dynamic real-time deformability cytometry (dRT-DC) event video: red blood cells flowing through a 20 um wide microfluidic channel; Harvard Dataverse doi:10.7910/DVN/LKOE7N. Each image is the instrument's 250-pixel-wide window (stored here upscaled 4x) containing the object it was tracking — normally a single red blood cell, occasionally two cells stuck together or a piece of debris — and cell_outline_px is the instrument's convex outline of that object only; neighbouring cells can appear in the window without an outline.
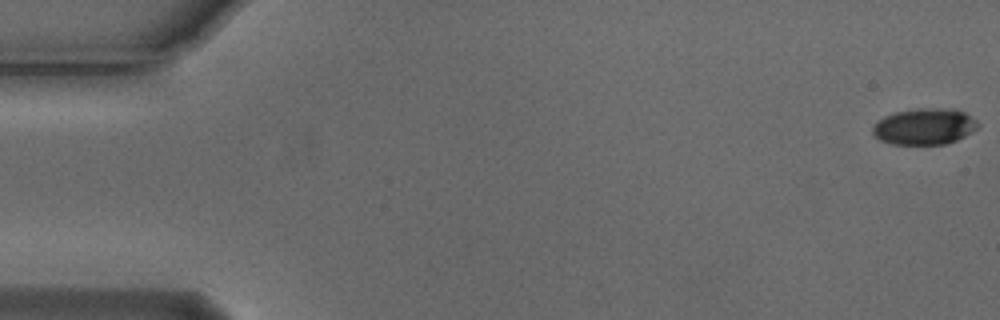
{"species": "Egyptian fruit bat (a non-hibernating species)", "species_latin": "Rousettus aegyptiacus", "temperature_condition": "cold", "stored_images_in_passage": 55, "camera_frame_rate_fps": 3000, "um_per_image_px": 0.085, "animal": {"sex": "male"}, "frame": {"image": 1, "passage_image": 1, "time_ms": 0.0, "image_size_px": [1000, 320], "cell_outline_px": [[980, 124], [976, 128], [964, 136], [956, 140], [944, 144], [892, 144], [880, 140], [872, 132], [872, 124], [884, 116], [896, 112], [916, 108], [956, 108], [964, 112], [976, 120]], "centroid_in_image_um": [78.56, 10.73], "position_along_channel_um": 6.4, "area_um2": 22.31}}
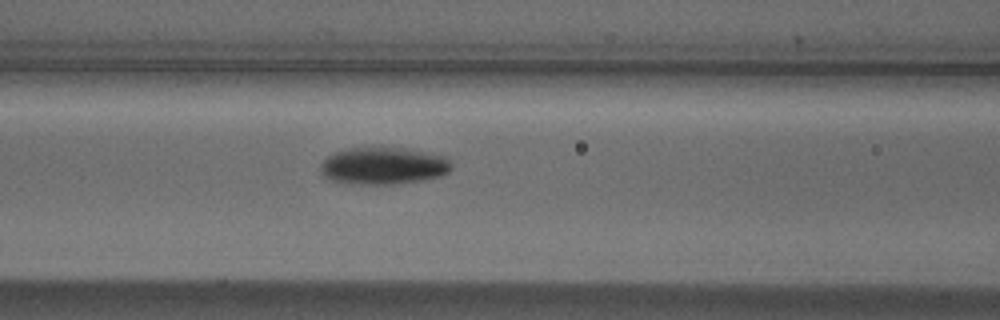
{"frame": {"image": 2, "passage_image": 23, "time_ms": 7.333, "image_size_px": [1000, 320], "cell_outline_px": [[452, 168], [448, 172], [440, 176], [424, 180], [392, 184], [368, 184], [332, 180], [324, 176], [320, 168], [324, 160], [328, 156], [336, 152], [348, 148], [412, 148], [444, 156], [452, 164]], "centroid_in_image_um": [32.65, 14.08], "position_along_channel_um": 134.0, "area_um2": 28.09}}
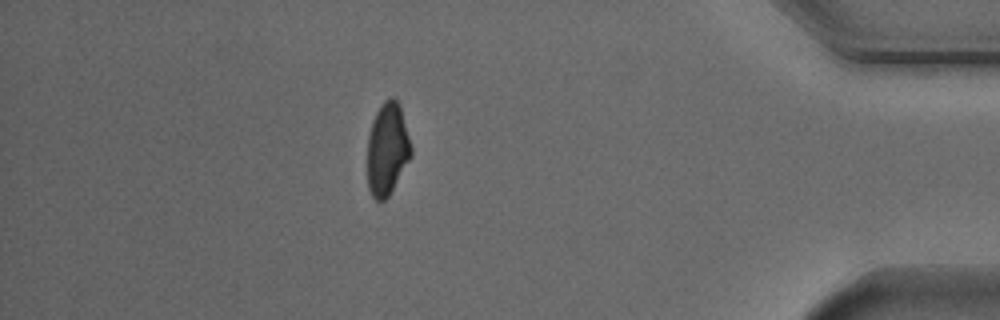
{"frame": {"image": 3, "passage_image": 48, "time_ms": 15.667, "image_size_px": [1000, 320], "cell_outline_px": [[412, 156], [388, 196], [384, 200], [376, 200], [372, 196], [368, 188], [368, 136], [372, 120], [380, 104], [384, 100], [392, 96], [396, 96], [400, 104], [412, 148]], "centroid_in_image_um": [32.93, 12.62], "position_along_channel_um": 402.3, "area_um2": 23.7}, "authors_computed_cell_mechanics": {"area_um2": 24.565, "velocity_mm_per_s": 3.7689, "shape_relaxation_time_tau1_ms": 3.3407, "shape_relaxation_time_tau2_ms": null, "deformation_change_tau1": 0.133, "deformation_change_tau2": null}}